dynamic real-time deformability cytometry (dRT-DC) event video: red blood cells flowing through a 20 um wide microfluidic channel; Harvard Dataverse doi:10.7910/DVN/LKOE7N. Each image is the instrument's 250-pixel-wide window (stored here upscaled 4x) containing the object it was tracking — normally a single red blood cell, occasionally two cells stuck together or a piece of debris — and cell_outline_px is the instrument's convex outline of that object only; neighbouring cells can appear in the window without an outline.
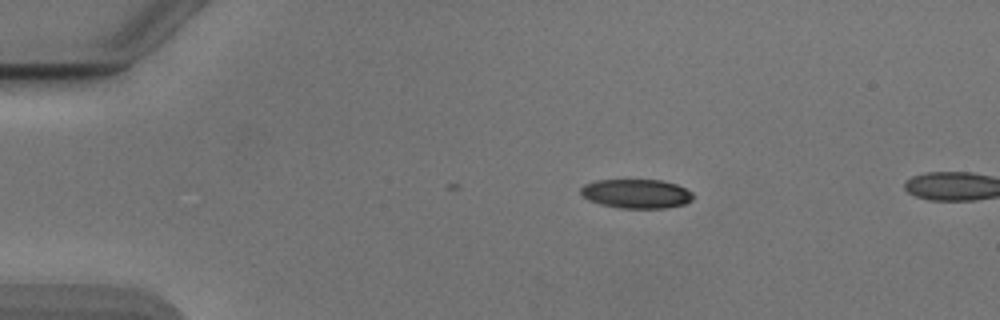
{"species": "Egyptian fruit bat (a non-hibernating species)", "species_latin": "Rousettus aegyptiacus", "temperature_condition": "cold", "stored_images_in_passage": 2, "camera_frame_rate_fps": 3000, "um_per_image_px": 0.085, "animal": {"sex": "male"}, "frame": {"image": 1, "passage_image": 2, "time_ms": 0.333, "image_size_px": [1000, 320], "cell_outline_px": [[692, 200], [684, 204], [664, 208], [620, 208], [600, 204], [588, 200], [580, 196], [580, 188], [584, 184], [596, 180], [660, 180], [676, 184], [692, 192]], "centroid_in_image_um": [54.04, 16.46], "position_along_channel_um": 31.0, "area_um2": 19.13}}